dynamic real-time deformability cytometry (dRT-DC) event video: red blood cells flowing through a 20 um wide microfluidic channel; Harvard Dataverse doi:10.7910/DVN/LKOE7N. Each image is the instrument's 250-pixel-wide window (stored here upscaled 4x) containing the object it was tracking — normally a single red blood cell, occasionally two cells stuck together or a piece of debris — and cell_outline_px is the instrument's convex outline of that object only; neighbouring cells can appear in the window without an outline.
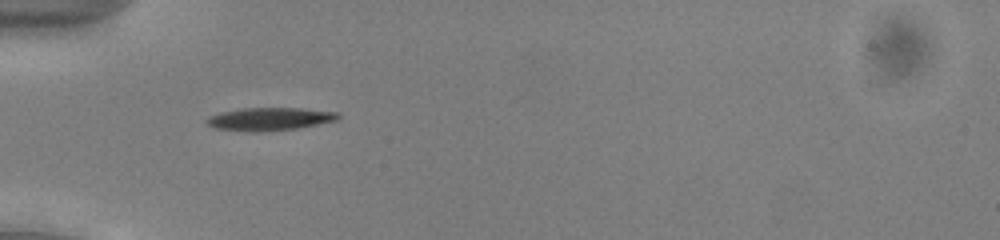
{"species": "common noctule bat (a hibernating species)", "species_latin": "Nyctalus noctula", "temperature_condition": "cold", "stored_images_in_passage": 23, "camera_frame_rate_fps": 3000, "um_per_image_px": 0.085, "animal": {"sex": "male", "body_mass_g": 13.0, "forearm_length_mm": 53.1}, "frame": {"image": 1, "passage_image": 1, "time_ms": 0.0, "image_size_px": [1000, 240], "cell_outline_px": [[340, 116], [336, 120], [296, 128], [260, 132], [244, 132], [212, 128], [204, 120], [208, 116], [220, 112], [240, 108], [300, 108], [336, 112]], "centroid_in_image_um": [22.8, 10.12], "position_along_channel_um": 62.2, "area_um2": 17.63}}